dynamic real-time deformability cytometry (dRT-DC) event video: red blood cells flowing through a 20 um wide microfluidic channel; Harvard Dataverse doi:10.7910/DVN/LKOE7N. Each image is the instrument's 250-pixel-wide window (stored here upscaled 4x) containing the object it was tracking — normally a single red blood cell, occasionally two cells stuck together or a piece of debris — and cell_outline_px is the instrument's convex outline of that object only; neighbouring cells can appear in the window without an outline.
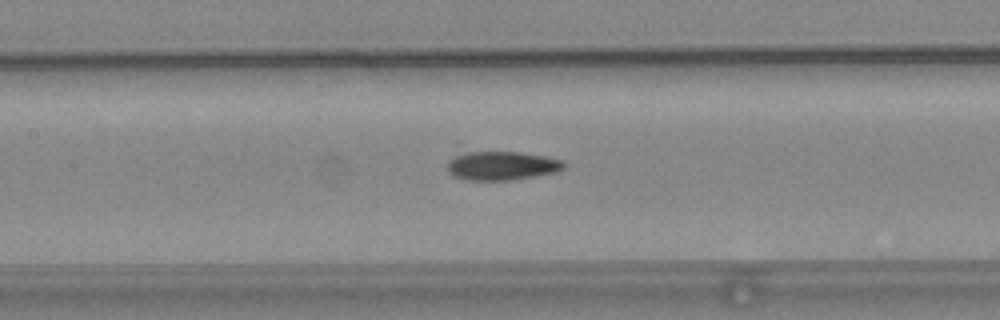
{"species": "common noctule bat (a hibernating species)", "species_latin": "Nyctalus noctula", "temperature_condition": "warm", "stored_images_in_passage": 48, "camera_frame_rate_fps": 3000, "um_per_image_px": 0.085, "animal": {"sex": "female", "body_mass_g": 24.6, "forearm_length_mm": 56.2}, "frame": {"image": 1, "passage_image": 18, "time_ms": 5.667, "image_size_px": [1000, 320], "cell_outline_px": [[568, 164], [564, 168], [556, 172], [536, 176], [512, 180], [468, 180], [452, 176], [448, 172], [448, 160], [456, 156], [468, 152], [520, 152], [544, 156], [564, 160]], "centroid_in_image_um": [42.69, 14.09], "position_along_channel_um": 164.7, "area_um2": 19.65}}
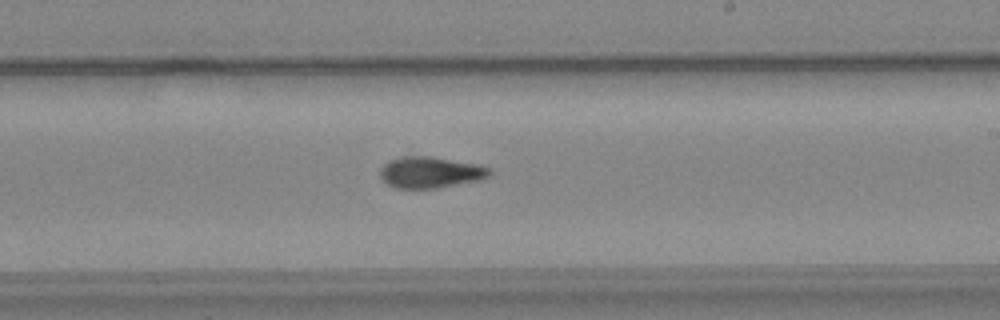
{"frame": {"image": 2, "passage_image": 25, "time_ms": 8.0, "image_size_px": [1000, 320], "cell_outline_px": [[492, 172], [488, 176], [480, 180], [436, 188], [396, 188], [388, 184], [380, 176], [380, 168], [388, 160], [400, 156], [432, 156], [480, 164], [492, 168]], "centroid_in_image_um": [36.6, 14.63], "position_along_channel_um": 252.4, "area_um2": 20.17}}
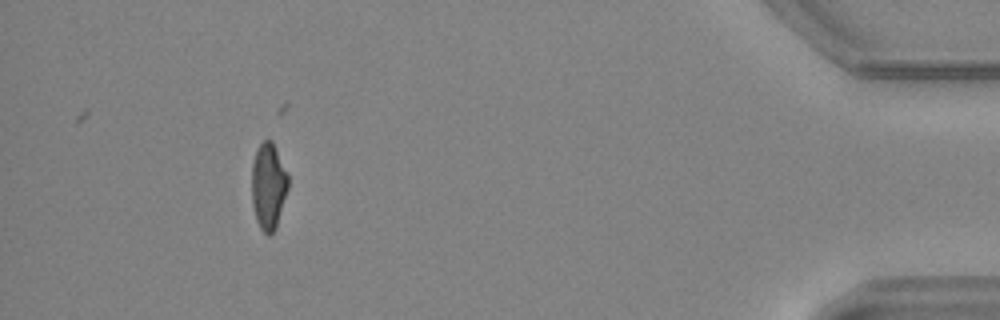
{"frame": {"image": 3, "passage_image": 43, "time_ms": 14.0, "image_size_px": [1000, 320], "cell_outline_px": [[288, 188], [276, 228], [268, 236], [260, 228], [256, 220], [252, 204], [252, 164], [256, 152], [260, 144], [264, 140], [272, 140], [288, 176]], "centroid_in_image_um": [22.81, 15.84], "position_along_channel_um": 412.4, "area_um2": 18.15}}